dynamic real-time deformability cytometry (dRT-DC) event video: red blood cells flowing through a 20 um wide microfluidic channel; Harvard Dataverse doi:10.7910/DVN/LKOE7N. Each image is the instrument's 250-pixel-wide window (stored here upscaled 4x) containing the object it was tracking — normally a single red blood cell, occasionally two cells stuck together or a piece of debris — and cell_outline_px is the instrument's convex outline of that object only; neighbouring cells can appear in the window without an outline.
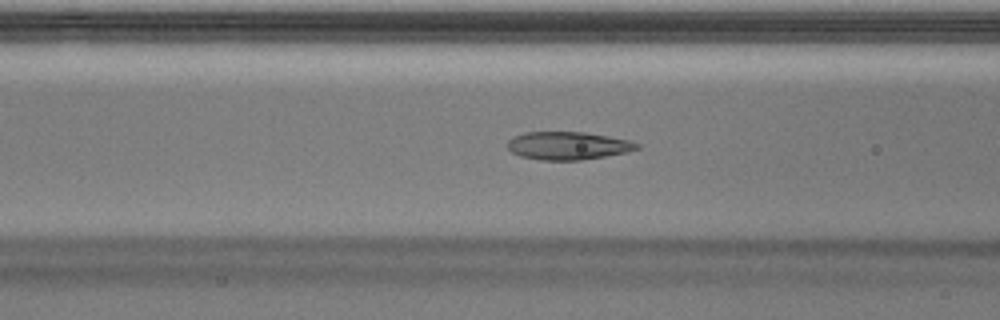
{"species": "Egyptian fruit bat (a non-hibernating species)", "species_latin": "Rousettus aegyptiacus", "temperature_condition": "warm", "stored_images_in_passage": 49, "camera_frame_rate_fps": 3000, "um_per_image_px": 0.085, "animal": {"sex": "male"}, "frame": {"image": 1, "passage_image": 19, "time_ms": 6.0, "image_size_px": [1000, 320], "cell_outline_px": [[640, 148], [624, 152], [604, 156], [580, 160], [540, 160], [520, 156], [512, 152], [508, 148], [508, 140], [512, 136], [524, 132], [584, 132], [608, 136], [628, 140], [640, 144]], "centroid_in_image_um": [48.23, 12.38], "position_along_channel_um": 118.4, "area_um2": 20.98}}
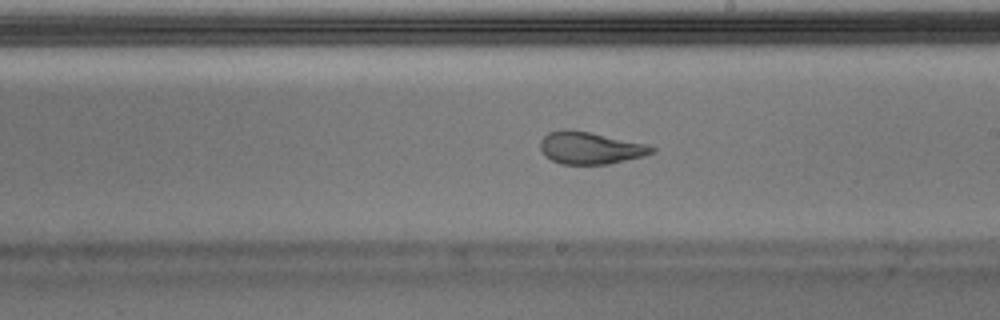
{"frame": {"image": 2, "passage_image": 28, "time_ms": 9.0, "image_size_px": [1000, 320], "cell_outline_px": [[656, 152], [644, 156], [608, 164], [560, 164], [552, 160], [540, 148], [540, 140], [548, 132], [564, 128], [568, 128], [648, 144], [656, 148]], "centroid_in_image_um": [50.19, 12.57], "position_along_channel_um": 238.8, "area_um2": 20.92}}
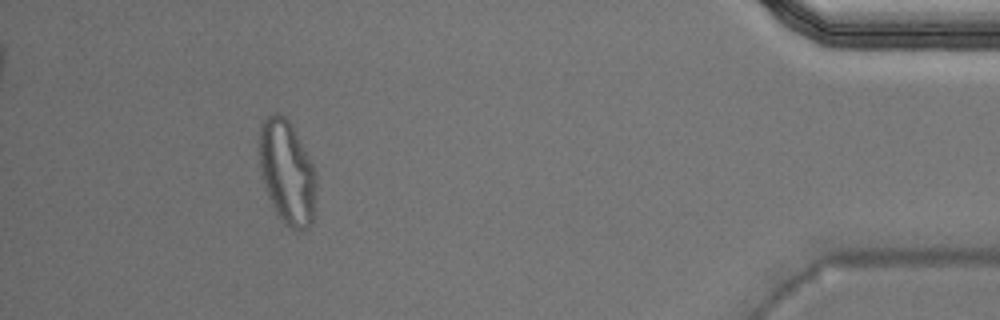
{"frame": {"image": 3, "passage_image": 45, "time_ms": 14.667, "image_size_px": [1000, 320], "cell_outline_px": [[316, 216], [312, 224], [308, 228], [292, 228], [284, 224], [276, 212], [268, 196], [260, 172], [260, 124], [268, 116], [276, 112], [284, 116], [292, 124], [316, 172]], "centroid_in_image_um": [24.43, 14.67], "position_along_channel_um": 410.8, "area_um2": 34.62}, "authors_computed_cell_mechanics": {"area_um2": 21.9062, "velocity_mm_per_s": 4.0079, "shape_relaxation_time_tau1_ms": null, "shape_relaxation_time_tau2_ms": 1.1642, "deformation_change_tau1": null, "deformation_change_tau2": 0.0739}}